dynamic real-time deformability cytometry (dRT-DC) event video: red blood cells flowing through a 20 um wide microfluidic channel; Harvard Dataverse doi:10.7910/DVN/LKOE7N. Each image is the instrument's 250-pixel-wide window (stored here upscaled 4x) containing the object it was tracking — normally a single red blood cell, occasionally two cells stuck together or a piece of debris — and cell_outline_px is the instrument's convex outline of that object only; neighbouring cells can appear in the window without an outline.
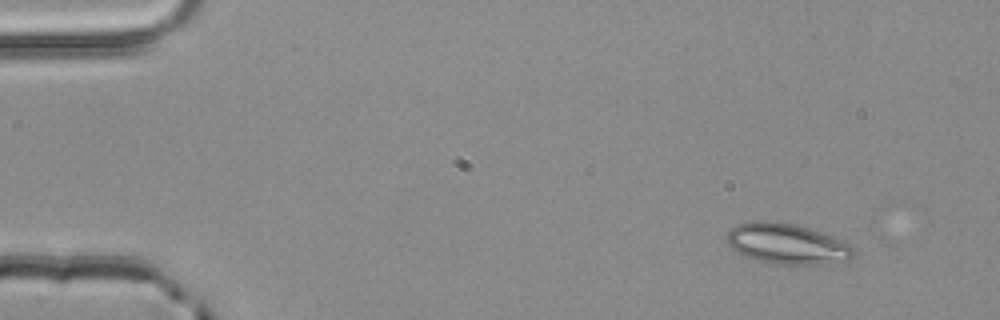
{"species": "common noctule bat (a hibernating species)", "species_latin": "Nyctalus noctula", "temperature_condition": "room temperature", "stored_images_in_passage": 4, "segment_of_instrument_passage": [2, 2], "camera_frame_rate_fps": 3000, "um_per_image_px": 0.085, "animal": {"sex": "male", "body_mass_g": 20.4}, "frame": {"image": 1, "passage_image": 4, "time_ms": 1.0, "image_size_px": [1000, 320], "cell_outline_px": [[856, 252], [852, 260], [824, 264], [772, 264], [756, 260], [744, 256], [732, 248], [728, 244], [728, 232], [732, 228], [740, 224], [756, 220], [768, 220], [796, 224], [820, 232], [848, 244]], "centroid_in_image_um": [66.9, 20.73], "position_along_channel_um": 18.1, "area_um2": 29.82}}